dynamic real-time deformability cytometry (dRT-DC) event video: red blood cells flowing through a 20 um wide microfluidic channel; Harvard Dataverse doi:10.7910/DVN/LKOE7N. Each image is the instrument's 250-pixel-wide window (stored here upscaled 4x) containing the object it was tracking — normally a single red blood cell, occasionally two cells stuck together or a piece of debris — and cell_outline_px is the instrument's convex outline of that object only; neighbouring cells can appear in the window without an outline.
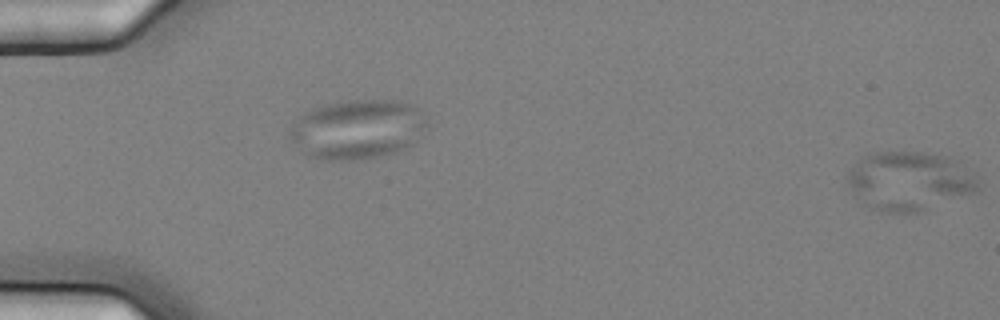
{"species": "common noctule bat (a hibernating species)", "species_latin": "Nyctalus noctula", "temperature_condition": "cold", "stored_images_in_passage": 6, "segment_of_instrument_passage": [2, 2], "camera_frame_rate_fps": 3000, "um_per_image_px": 0.085, "animal": {"sex": "female", "body_mass_g": 25.1}, "frame": {"image": 1, "passage_image": 6, "time_ms": 1.667, "image_size_px": [1000, 320], "cell_outline_px": [[980, 188], [972, 192], [924, 212], [880, 212], [864, 204], [852, 196], [844, 180], [844, 176], [856, 160], [872, 152], [924, 152], [952, 156], [972, 172], [976, 176]], "centroid_in_image_um": [77.23, 15.38], "position_along_channel_um": 7.8, "area_um2": 45.84}}